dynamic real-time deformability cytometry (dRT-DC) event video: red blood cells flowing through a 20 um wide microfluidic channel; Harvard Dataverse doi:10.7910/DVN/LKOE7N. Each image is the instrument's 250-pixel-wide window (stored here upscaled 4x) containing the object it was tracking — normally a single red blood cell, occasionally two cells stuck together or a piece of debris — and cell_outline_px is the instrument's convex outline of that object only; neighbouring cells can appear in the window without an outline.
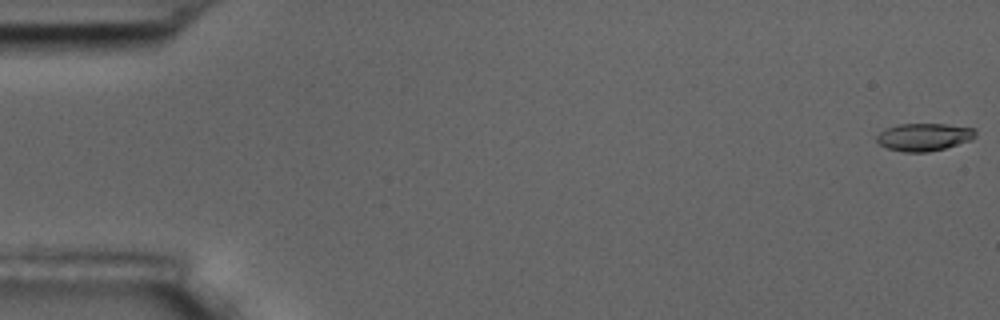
{"species": "common noctule bat (a hibernating species)", "species_latin": "Nyctalus noctula", "temperature_condition": "room temperature", "stored_images_in_passage": 4, "camera_frame_rate_fps": 3000, "um_per_image_px": 0.085, "animal": {"sex": "male", "body_mass_g": 17.5, "forearm_length_mm": 52.3}, "frame": {"image": 1, "passage_image": 1, "time_ms": 0.0, "image_size_px": [1000, 320], "cell_outline_px": [[976, 136], [972, 140], [944, 148], [928, 152], [904, 152], [888, 148], [880, 144], [876, 140], [876, 136], [880, 132], [888, 128], [900, 124], [944, 124], [976, 128]], "centroid_in_image_um": [78.57, 11.64], "position_along_channel_um": 6.4, "area_um2": 15.84}}